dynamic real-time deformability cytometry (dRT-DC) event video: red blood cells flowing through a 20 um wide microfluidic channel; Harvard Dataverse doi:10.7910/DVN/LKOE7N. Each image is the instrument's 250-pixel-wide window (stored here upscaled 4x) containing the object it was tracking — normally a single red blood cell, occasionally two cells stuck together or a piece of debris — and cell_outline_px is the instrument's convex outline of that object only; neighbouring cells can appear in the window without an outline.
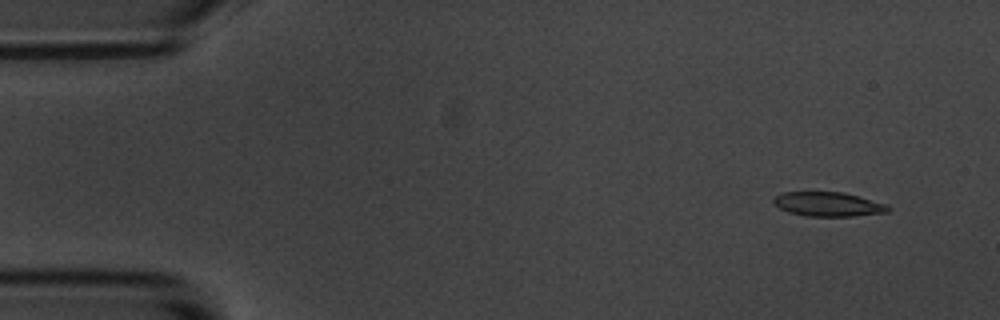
{"species": "common noctule bat (a hibernating species)", "species_latin": "Nyctalus noctula", "temperature_condition": "room temperature", "stored_images_in_passage": 5, "camera_frame_rate_fps": 3000, "um_per_image_px": 0.085, "animal": {"sex": "male", "body_mass_g": 20.1, "forearm_length_mm": 53.5}, "frame": {"image": 1, "passage_image": 1, "time_ms": 0.0, "image_size_px": [1000, 320], "cell_outline_px": [[892, 208], [888, 212], [852, 216], [808, 216], [788, 212], [772, 204], [772, 200], [780, 192], [844, 192], [888, 204]], "centroid_in_image_um": [70.4, 17.35], "position_along_channel_um": 14.6, "area_um2": 16.36}}
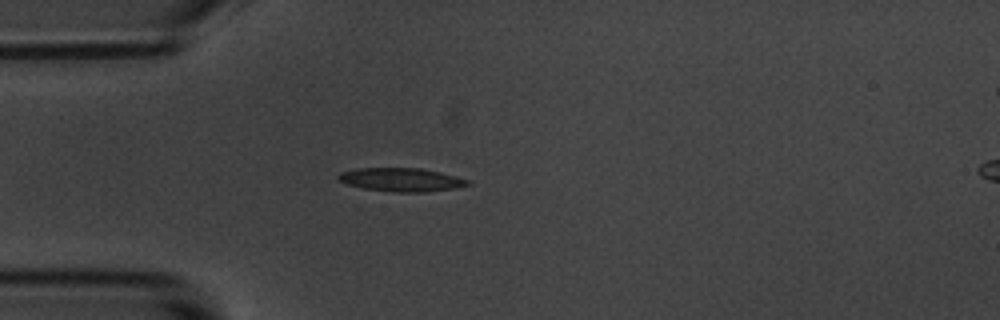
{"frame": {"image": 2, "passage_image": 4, "time_ms": 3.667, "image_size_px": [1000, 320], "cell_outline_px": [[472, 184], [456, 188], [424, 192], [396, 192], [364, 188], [348, 184], [336, 180], [336, 176], [340, 172], [356, 168], [420, 168], [440, 172], [456, 176], [468, 180]], "centroid_in_image_um": [34.09, 15.27], "position_along_channel_um": 50.9, "area_um2": 17.74}}